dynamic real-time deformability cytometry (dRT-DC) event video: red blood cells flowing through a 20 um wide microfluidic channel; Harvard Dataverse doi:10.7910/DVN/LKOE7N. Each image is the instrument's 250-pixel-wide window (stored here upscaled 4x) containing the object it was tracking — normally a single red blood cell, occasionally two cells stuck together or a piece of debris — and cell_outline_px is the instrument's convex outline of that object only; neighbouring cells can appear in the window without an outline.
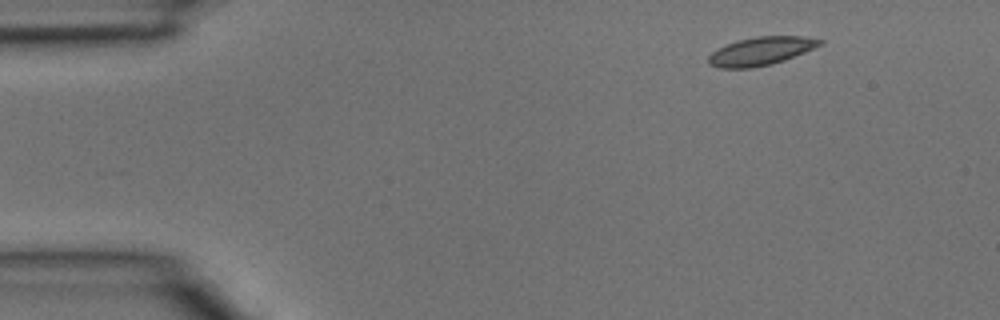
{"species": "common noctule bat (a hibernating species)", "species_latin": "Nyctalus noctula", "temperature_condition": "room temperature", "stored_images_in_passage": 3, "camera_frame_rate_fps": 3000, "um_per_image_px": 0.085, "animal": {"sex": "male", "body_mass_g": 15.6}, "frame": {"image": 1, "passage_image": 1, "time_ms": 0.0, "image_size_px": [1000, 320], "cell_outline_px": [[824, 44], [784, 60], [772, 64], [748, 68], [720, 68], [708, 64], [708, 56], [716, 48], [736, 40], [756, 36], [804, 36], [824, 40]], "centroid_in_image_um": [64.66, 4.33], "position_along_channel_um": 20.3, "area_um2": 18.5}}
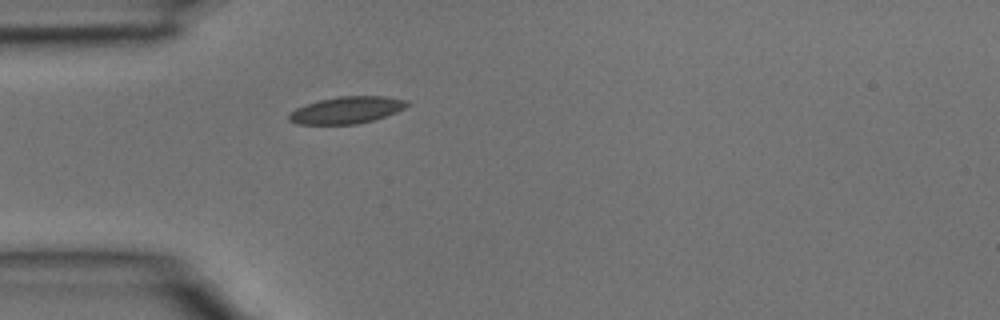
{"frame": {"image": 2, "passage_image": 3, "time_ms": 0.667, "image_size_px": [1000, 320], "cell_outline_px": [[412, 104], [396, 112], [372, 120], [356, 124], [296, 124], [288, 120], [288, 112], [296, 108], [320, 100], [340, 96], [384, 96], [408, 100]], "centroid_in_image_um": [29.47, 9.35], "position_along_channel_um": 55.5, "area_um2": 18.5}}